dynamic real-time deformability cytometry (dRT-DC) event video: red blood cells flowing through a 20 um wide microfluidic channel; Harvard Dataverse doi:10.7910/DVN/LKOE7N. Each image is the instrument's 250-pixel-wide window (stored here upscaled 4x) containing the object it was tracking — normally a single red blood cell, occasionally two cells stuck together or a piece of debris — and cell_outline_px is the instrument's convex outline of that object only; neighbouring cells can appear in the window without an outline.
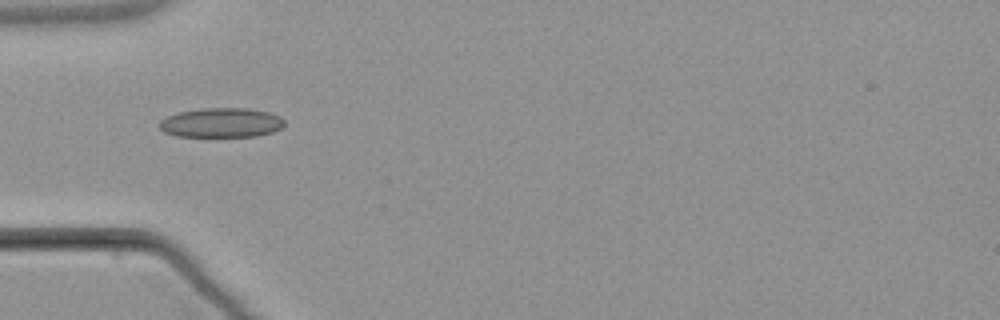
{"species": "common noctule bat (a hibernating species)", "species_latin": "Nyctalus noctula", "temperature_condition": "warm", "stored_images_in_passage": 7, "camera_frame_rate_fps": 3000, "um_per_image_px": 0.085, "animal": {"sex": "male", "body_mass_g": 21.5, "forearm_length_mm": 52.0}, "frame": {"image": 1, "passage_image": 5, "time_ms": 5.0, "image_size_px": [1000, 320], "cell_outline_px": [[284, 124], [280, 128], [272, 132], [256, 136], [176, 136], [164, 132], [160, 128], [160, 120], [168, 116], [180, 112], [200, 108], [248, 108], [268, 112], [280, 116], [284, 120]], "centroid_in_image_um": [18.82, 10.42], "position_along_channel_um": 66.2, "area_um2": 21.39}}
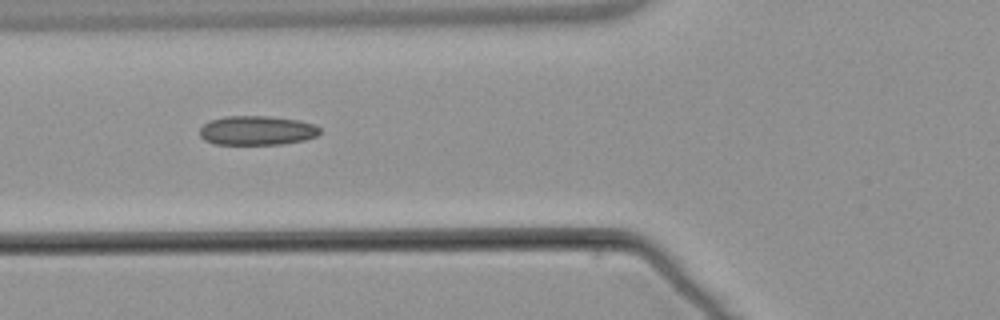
{"frame": {"image": 2, "passage_image": 6, "time_ms": 6.0, "image_size_px": [1000, 320], "cell_outline_px": [[320, 132], [316, 136], [304, 140], [284, 144], [216, 144], [204, 140], [200, 136], [200, 128], [204, 124], [212, 120], [224, 116], [272, 116], [300, 120], [316, 124], [320, 128]], "centroid_in_image_um": [21.87, 11.08], "position_along_channel_um": 103.9, "area_um2": 20.63}}
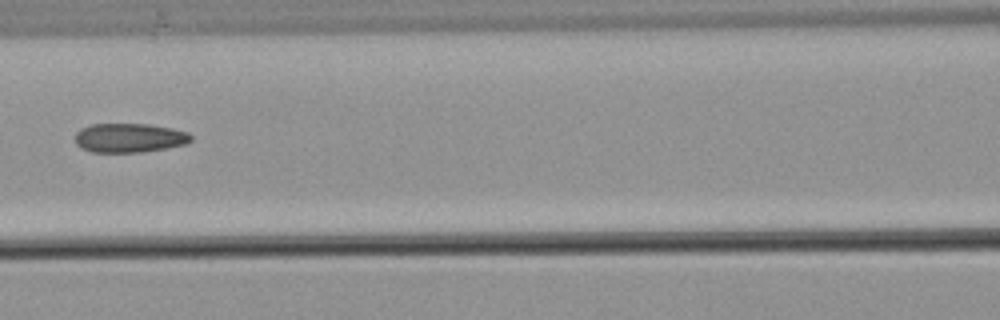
{"frame": {"image": 3, "passage_image": 7, "time_ms": 7.333, "image_size_px": [1000, 320], "cell_outline_px": [[192, 140], [184, 144], [164, 148], [140, 152], [92, 152], [80, 148], [76, 144], [76, 132], [80, 128], [92, 124], [148, 124], [172, 128], [188, 132], [192, 136]], "centroid_in_image_um": [10.97, 11.71], "position_along_channel_um": 155.6, "area_um2": 19.65}}